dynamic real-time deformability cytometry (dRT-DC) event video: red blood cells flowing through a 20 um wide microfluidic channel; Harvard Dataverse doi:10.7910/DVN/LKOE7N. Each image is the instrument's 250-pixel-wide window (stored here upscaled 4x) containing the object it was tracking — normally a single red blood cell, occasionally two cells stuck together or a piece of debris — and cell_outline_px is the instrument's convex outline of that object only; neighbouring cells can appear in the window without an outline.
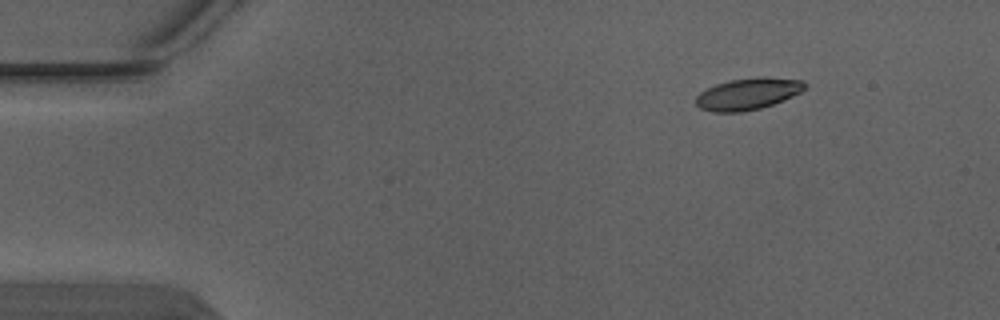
{"species": "Egyptian fruit bat (a non-hibernating species)", "species_latin": "Rousettus aegyptiacus", "temperature_condition": "warm", "stored_images_in_passage": 3, "camera_frame_rate_fps": 3000, "um_per_image_px": 0.085, "animal": {"sex": "male"}, "frame": {"image": 1, "passage_image": 1, "time_ms": 0.0, "image_size_px": [1000, 320], "cell_outline_px": [[808, 84], [800, 92], [784, 100], [760, 108], [740, 112], [712, 112], [700, 108], [696, 104], [696, 96], [700, 92], [716, 84], [732, 80], [800, 80]], "centroid_in_image_um": [63.49, 8.05], "position_along_channel_um": 21.5, "area_um2": 18.96}}